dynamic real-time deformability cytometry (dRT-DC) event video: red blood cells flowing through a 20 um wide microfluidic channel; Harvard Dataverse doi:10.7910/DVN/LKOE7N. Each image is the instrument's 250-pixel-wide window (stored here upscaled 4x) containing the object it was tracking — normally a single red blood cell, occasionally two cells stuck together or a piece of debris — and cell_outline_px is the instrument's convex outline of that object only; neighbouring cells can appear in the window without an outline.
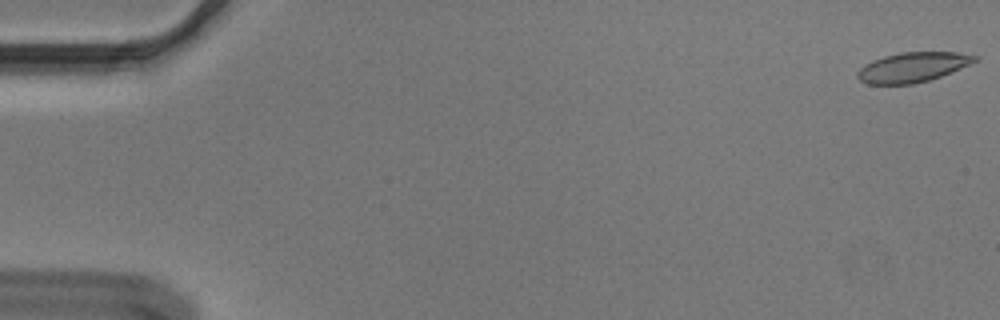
{"species": "Egyptian fruit bat (a non-hibernating species)", "species_latin": "Rousettus aegyptiacus", "temperature_condition": "cold", "stored_images_in_passage": 56, "segment_of_instrument_passage": [1, 2], "camera_frame_rate_fps": 3000, "um_per_image_px": 0.085, "animal": {"sex": "male"}, "frame": {"image": 1, "passage_image": 1, "time_ms": 0.0, "image_size_px": [1000, 320], "cell_outline_px": [[980, 60], [940, 76], [928, 80], [912, 84], [868, 84], [860, 80], [856, 76], [856, 72], [864, 64], [872, 60], [884, 56], [900, 52], [956, 52], [980, 56]], "centroid_in_image_um": [77.57, 5.7], "position_along_channel_um": 7.4, "area_um2": 20.4}}
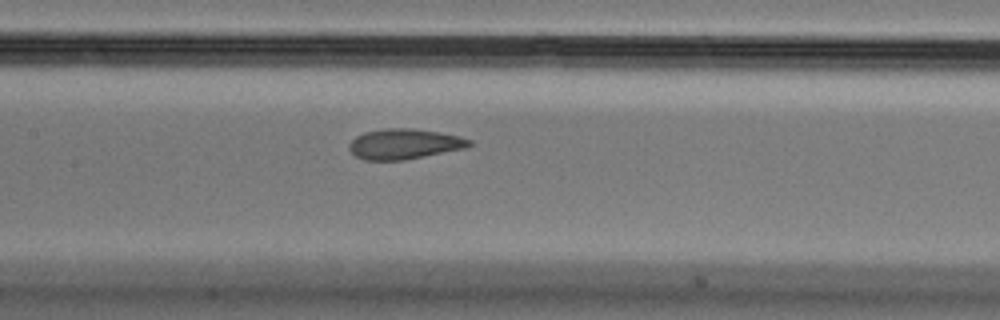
{"frame": {"image": 2, "passage_image": 27, "time_ms": 8.667, "image_size_px": [1000, 320], "cell_outline_px": [[472, 144], [468, 148], [404, 160], [364, 160], [356, 156], [348, 148], [348, 144], [356, 136], [364, 132], [384, 128], [412, 128], [440, 132], [460, 136], [472, 140]], "centroid_in_image_um": [34.39, 12.23], "position_along_channel_um": 173.0, "area_um2": 21.44}}
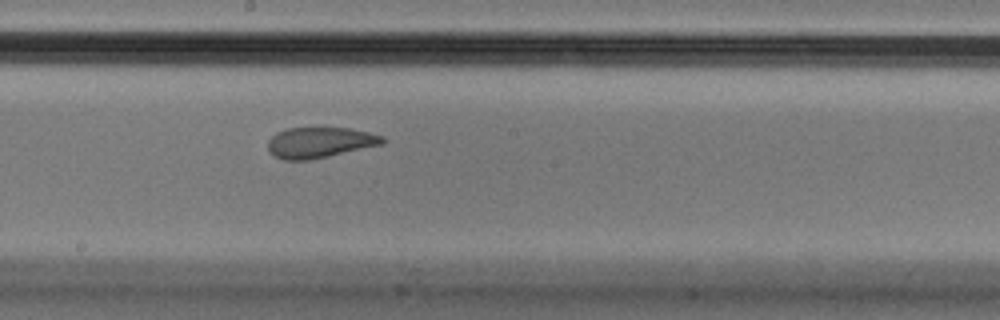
{"frame": {"image": 3, "passage_image": 31, "time_ms": 10.0, "image_size_px": [1000, 320], "cell_outline_px": [[388, 140], [384, 144], [328, 156], [308, 160], [284, 160], [272, 156], [268, 152], [268, 140], [276, 132], [288, 128], [348, 128], [368, 132], [384, 136]], "centroid_in_image_um": [27.18, 12.11], "position_along_channel_um": 221.0, "area_um2": 20.63}}